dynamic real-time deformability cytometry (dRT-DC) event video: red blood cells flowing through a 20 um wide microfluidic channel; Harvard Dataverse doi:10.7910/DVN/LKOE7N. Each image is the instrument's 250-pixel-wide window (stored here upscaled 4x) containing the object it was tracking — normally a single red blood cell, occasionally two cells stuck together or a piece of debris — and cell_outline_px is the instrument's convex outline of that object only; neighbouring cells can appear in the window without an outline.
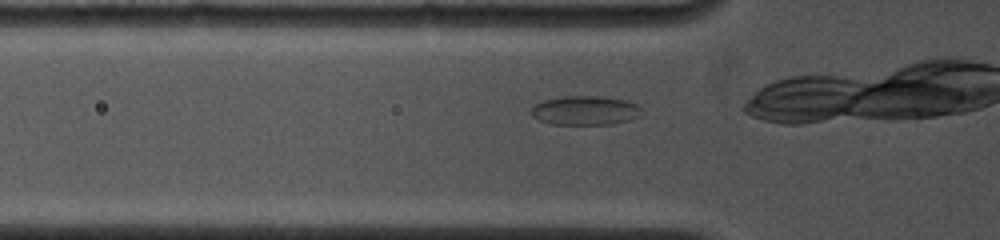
{"species": "common noctule bat (a hibernating species)", "species_latin": "Nyctalus noctula", "temperature_condition": "cold", "stored_images_in_passage": 9, "camera_frame_rate_fps": 4500, "um_per_image_px": 0.085, "animal": {"sex": "female", "body_mass_g": 19.0, "forearm_length_mm": 53.3}, "frame": {"image": 1, "passage_image": 2, "time_ms": 0.444, "image_size_px": [1000, 240], "cell_outline_px": [[644, 108], [640, 116], [628, 120], [612, 124], [552, 124], [540, 120], [532, 116], [532, 108], [536, 104], [544, 100], [560, 96], [600, 96], [624, 100], [636, 104]], "centroid_in_image_um": [49.77, 9.38], "position_along_channel_um": 76.0, "area_um2": 18.73}}